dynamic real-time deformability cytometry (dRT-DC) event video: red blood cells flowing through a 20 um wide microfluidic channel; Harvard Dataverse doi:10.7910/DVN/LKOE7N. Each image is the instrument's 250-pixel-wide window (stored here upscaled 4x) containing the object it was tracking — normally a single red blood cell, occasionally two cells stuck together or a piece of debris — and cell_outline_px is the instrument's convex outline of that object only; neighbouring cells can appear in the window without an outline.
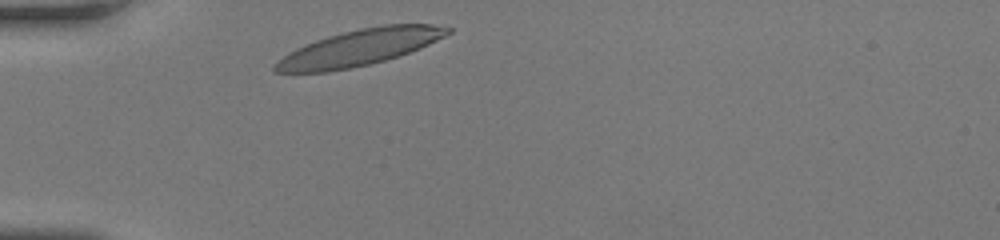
{"species": "human", "species_latin": "Homo sapiens", "temperature_condition": "room temperature", "stored_images_in_passage": 27, "camera_frame_rate_fps": 3000, "um_per_image_px": 0.085, "donor": {"sex": "female"}, "frame": {"image": 1, "passage_image": 1, "time_ms": 0.0, "image_size_px": [1000, 240], "cell_outline_px": [[452, 32], [420, 48], [384, 60], [368, 64], [328, 72], [276, 72], [272, 68], [288, 52], [296, 48], [316, 40], [328, 36], [360, 28], [384, 24], [432, 24], [452, 28]], "centroid_in_image_um": [30.57, 4.03], "position_along_channel_um": 54.4, "area_um2": 35.72}}
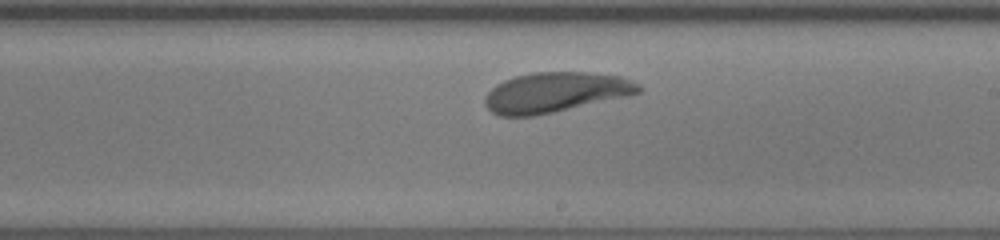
{"frame": {"image": 2, "passage_image": 16, "time_ms": 5.0, "image_size_px": [1000, 240], "cell_outline_px": [[644, 88], [640, 92], [628, 96], [552, 112], [532, 116], [500, 116], [492, 112], [484, 104], [484, 96], [496, 84], [504, 80], [516, 76], [532, 72], [588, 72], [620, 76], [632, 80], [640, 84]], "centroid_in_image_um": [47.22, 7.84], "position_along_channel_um": 241.8, "area_um2": 35.89}}
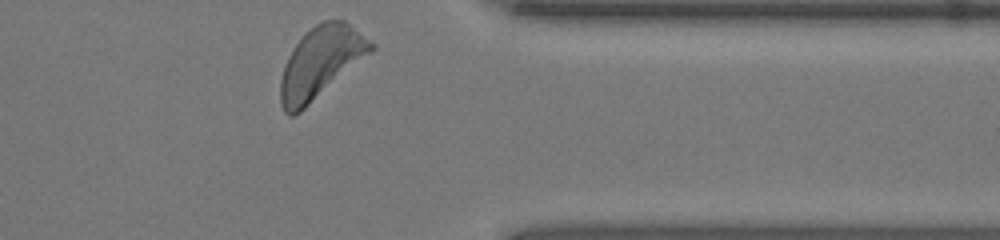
{"frame": {"image": 3, "passage_image": 27, "time_ms": 8.667, "image_size_px": [1000, 240], "cell_outline_px": [[376, 48], [372, 52], [300, 112], [292, 116], [288, 116], [284, 112], [280, 104], [280, 80], [284, 64], [292, 48], [316, 24], [324, 20], [344, 20], [376, 44]], "centroid_in_image_um": [27.26, 5.33], "position_along_channel_um": 384.1, "area_um2": 37.34}, "authors_computed_cell_mechanics": {"area_um2": 35.8938, "velocity_mm_per_s": 4.0805, "shape_relaxation_time_tau1_ms": 2.949, "shape_relaxation_time_tau2_ms": 1.4336, "deformation_change_tau1": 0.1614, "deformation_change_tau2": 0.0976}}